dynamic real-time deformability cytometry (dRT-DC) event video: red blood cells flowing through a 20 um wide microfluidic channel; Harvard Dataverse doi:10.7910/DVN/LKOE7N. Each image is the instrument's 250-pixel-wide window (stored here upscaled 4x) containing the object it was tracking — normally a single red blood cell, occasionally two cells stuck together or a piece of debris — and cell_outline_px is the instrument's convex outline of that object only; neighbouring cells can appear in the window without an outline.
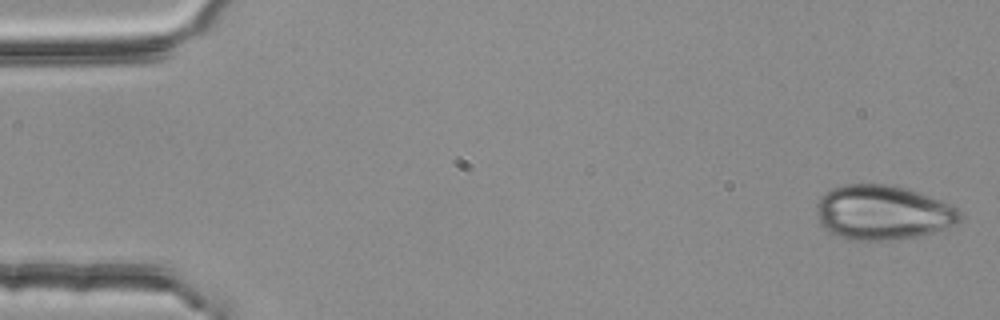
{"species": "common noctule bat (a hibernating species)", "species_latin": "Nyctalus noctula", "temperature_condition": "room temperature", "stored_images_in_passage": 4, "camera_frame_rate_fps": 3000, "um_per_image_px": 0.085, "animal": {"sex": "female", "body_mass_g": 25.1}, "frame": {"image": 1, "passage_image": 1, "time_ms": 0.0, "image_size_px": [1000, 320], "cell_outline_px": [[964, 216], [956, 224], [948, 228], [916, 236], [888, 240], [848, 240], [824, 228], [820, 224], [816, 204], [820, 196], [824, 192], [832, 188], [844, 184], [892, 184], [940, 200], [956, 208]], "centroid_in_image_um": [75.02, 18.06], "position_along_channel_um": 10.0, "area_um2": 45.49}}